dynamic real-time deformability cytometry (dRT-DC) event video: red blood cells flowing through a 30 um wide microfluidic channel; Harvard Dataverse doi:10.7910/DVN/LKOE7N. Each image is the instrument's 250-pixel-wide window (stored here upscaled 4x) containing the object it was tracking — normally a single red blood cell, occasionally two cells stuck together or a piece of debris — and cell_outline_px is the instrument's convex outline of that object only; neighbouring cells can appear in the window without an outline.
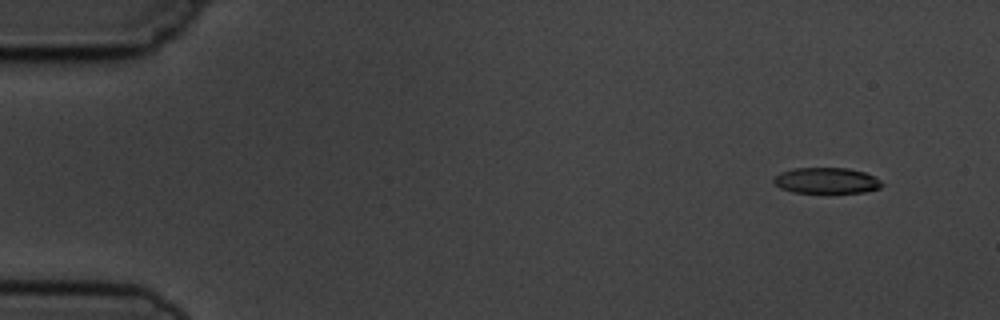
{"species": "common noctule bat (a hibernating species)", "species_latin": "Nyctalus noctula", "temperature_condition": "cold", "stored_images_in_passage": 7, "camera_frame_rate_fps": 3000, "um_per_image_px": 0.085, "animal": {"sex": "male", "body_mass_g": 19.5, "forearm_length_mm": 54.6}, "frame": {"image": 1, "passage_image": 2, "time_ms": 1.333, "image_size_px": [1000, 320], "cell_outline_px": [[884, 184], [880, 188], [864, 192], [792, 192], [780, 188], [772, 180], [780, 172], [792, 168], [848, 168], [864, 172], [880, 180]], "centroid_in_image_um": [70.24, 15.34], "position_along_channel_um": 14.8, "area_um2": 16.18}}
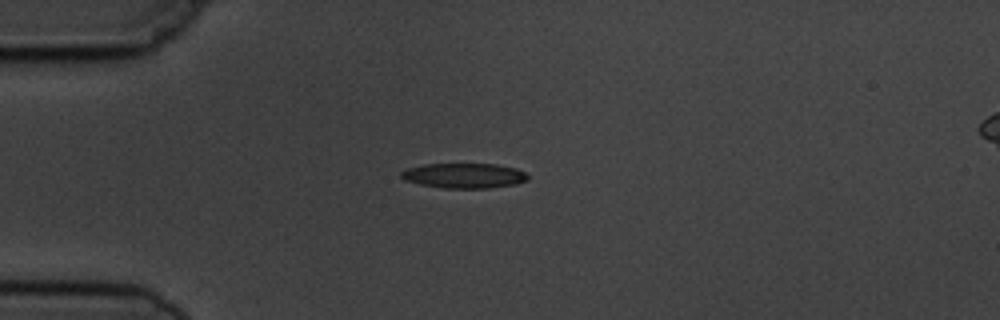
{"frame": {"image": 2, "passage_image": 5, "time_ms": 4.667, "image_size_px": [1000, 320], "cell_outline_px": [[528, 180], [516, 184], [488, 188], [444, 188], [420, 184], [404, 180], [400, 176], [400, 172], [408, 168], [424, 164], [496, 164], [516, 168], [524, 172], [528, 176]], "centroid_in_image_um": [39.45, 14.93], "position_along_channel_um": 45.6, "area_um2": 18.44}}
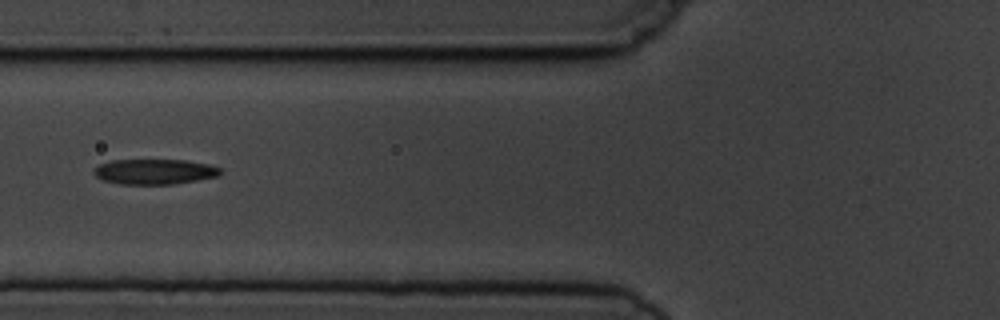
{"frame": {"image": 3, "passage_image": 7, "time_ms": 7.0, "image_size_px": [1000, 320], "cell_outline_px": [[224, 172], [220, 176], [172, 184], [120, 184], [104, 180], [96, 176], [92, 172], [92, 168], [100, 164], [112, 160], [184, 160], [208, 164], [220, 168]], "centroid_in_image_um": [13.14, 14.59], "position_along_channel_um": 112.7, "area_um2": 18.67}}